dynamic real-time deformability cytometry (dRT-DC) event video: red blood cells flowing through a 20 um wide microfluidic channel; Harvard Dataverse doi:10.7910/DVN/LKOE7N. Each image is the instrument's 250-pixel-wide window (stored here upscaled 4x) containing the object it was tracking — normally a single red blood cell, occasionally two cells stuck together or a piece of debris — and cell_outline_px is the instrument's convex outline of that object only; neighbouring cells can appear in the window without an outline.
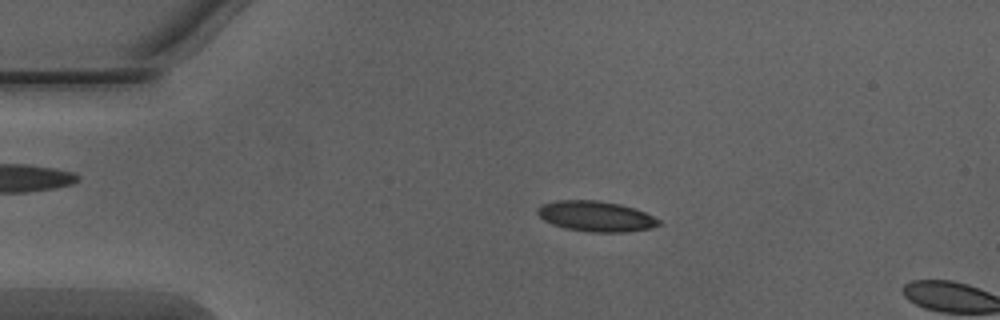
{"species": "Egyptian fruit bat (a non-hibernating species)", "species_latin": "Rousettus aegyptiacus", "temperature_condition": "warm", "stored_images_in_passage": 3, "camera_frame_rate_fps": 3000, "um_per_image_px": 0.085, "animal": {"sex": "male"}, "frame": {"image": 1, "passage_image": 1, "time_ms": 0.0, "image_size_px": [1000, 320], "cell_outline_px": [[660, 224], [652, 228], [624, 232], [592, 232], [564, 228], [552, 224], [544, 220], [536, 212], [536, 208], [544, 204], [556, 200], [600, 200], [620, 204], [636, 208], [660, 220]], "centroid_in_image_um": [50.65, 18.38], "position_along_channel_um": 34.4, "area_um2": 21.56}}